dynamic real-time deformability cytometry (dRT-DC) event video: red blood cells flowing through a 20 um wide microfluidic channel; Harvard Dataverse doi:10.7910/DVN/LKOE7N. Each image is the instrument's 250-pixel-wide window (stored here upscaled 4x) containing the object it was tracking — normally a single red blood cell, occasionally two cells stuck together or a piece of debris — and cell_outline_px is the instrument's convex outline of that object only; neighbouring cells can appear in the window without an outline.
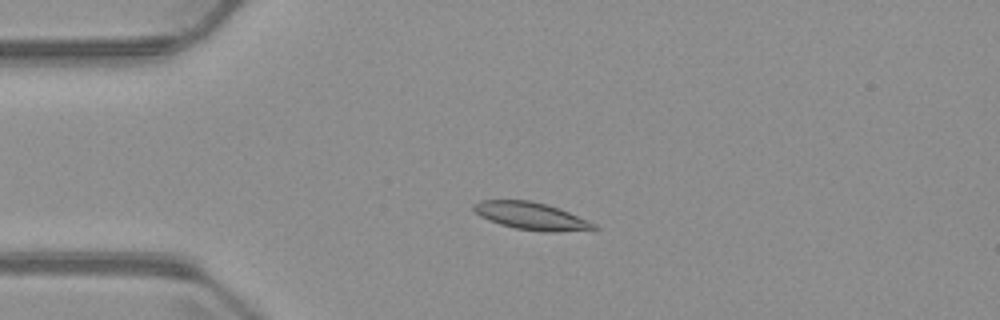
{"species": "common noctule bat (a hibernating species)", "species_latin": "Nyctalus noctula", "temperature_condition": "warm", "stored_images_in_passage": 3, "camera_frame_rate_fps": 3000, "um_per_image_px": 0.085, "animal": {"sex": "male", "body_mass_g": 23.1, "forearm_length_mm": 52.7}, "frame": {"image": 1, "passage_image": 2, "time_ms": 1.333, "image_size_px": [1000, 320], "cell_outline_px": [[600, 228], [596, 232], [544, 232], [516, 228], [500, 224], [488, 220], [480, 216], [472, 208], [472, 204], [480, 200], [528, 200], [544, 204], [568, 212], [596, 224]], "centroid_in_image_um": [45.24, 18.4], "position_along_channel_um": 39.8, "area_um2": 19.48}}